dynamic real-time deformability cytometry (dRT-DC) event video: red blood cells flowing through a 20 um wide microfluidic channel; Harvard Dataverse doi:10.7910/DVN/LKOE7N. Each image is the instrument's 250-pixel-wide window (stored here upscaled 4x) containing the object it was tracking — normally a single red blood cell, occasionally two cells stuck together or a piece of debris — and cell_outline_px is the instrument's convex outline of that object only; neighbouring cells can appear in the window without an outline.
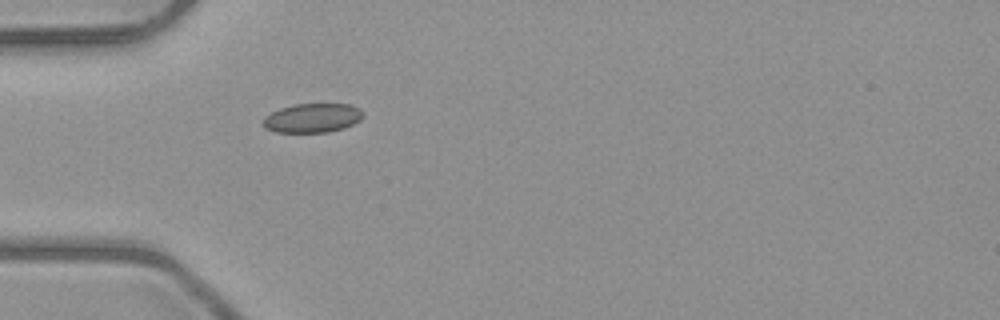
{"species": "common noctule bat (a hibernating species)", "species_latin": "Nyctalus noctula", "temperature_condition": "room temperature", "stored_images_in_passage": 1, "camera_frame_rate_fps": 3000, "um_per_image_px": 0.085, "animal": {"sex": "male", "body_mass_g": 23.1, "forearm_length_mm": 52.7}, "frame": {"image": 1, "passage_image": 1, "time_ms": 0.0, "image_size_px": [1000, 320], "cell_outline_px": [[364, 116], [360, 120], [344, 128], [328, 132], [276, 132], [264, 128], [264, 116], [280, 108], [292, 104], [352, 104], [360, 108], [364, 112]], "centroid_in_image_um": [26.58, 10.02], "position_along_channel_um": 58.4, "area_um2": 17.11}}